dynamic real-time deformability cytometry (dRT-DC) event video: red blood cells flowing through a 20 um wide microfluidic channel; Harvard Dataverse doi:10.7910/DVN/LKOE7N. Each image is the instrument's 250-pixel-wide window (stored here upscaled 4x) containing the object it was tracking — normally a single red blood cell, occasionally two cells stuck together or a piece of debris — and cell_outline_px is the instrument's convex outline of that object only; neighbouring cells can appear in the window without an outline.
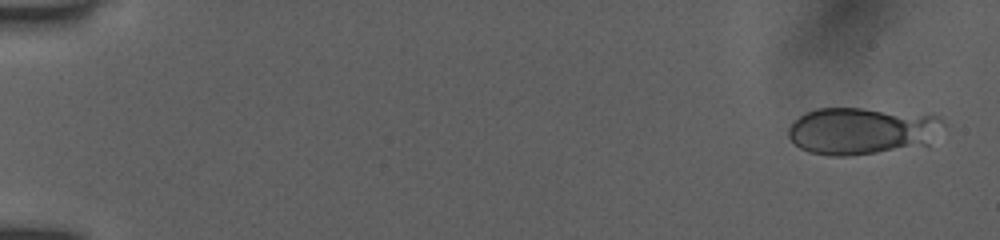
{"species": "human", "species_latin": "Homo sapiens", "temperature_condition": "room temperature", "stored_images_in_passage": 7, "camera_frame_rate_fps": 3000, "um_per_image_px": 0.085, "donor": {"sex": "female"}, "frame": {"image": 1, "passage_image": 1, "time_ms": 0.0, "image_size_px": [1000, 240], "cell_outline_px": [[944, 124], [928, 144], [876, 152], [844, 156], [832, 156], [808, 152], [800, 148], [788, 136], [788, 128], [800, 116], [816, 108], [860, 108], [932, 112], [940, 116]], "centroid_in_image_um": [73.31, 11.08], "position_along_channel_um": 11.7, "area_um2": 42.77}}